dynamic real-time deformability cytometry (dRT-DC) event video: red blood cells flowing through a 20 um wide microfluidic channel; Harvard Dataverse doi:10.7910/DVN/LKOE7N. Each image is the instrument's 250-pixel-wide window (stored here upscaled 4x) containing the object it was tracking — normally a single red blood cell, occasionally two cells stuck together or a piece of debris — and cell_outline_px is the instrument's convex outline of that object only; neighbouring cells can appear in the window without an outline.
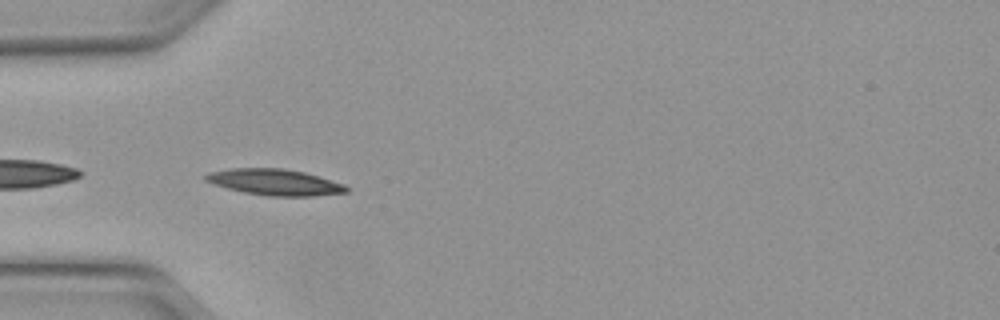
{"species": "Egyptian fruit bat (a non-hibernating species)", "species_latin": "Rousettus aegyptiacus", "temperature_condition": "warm", "stored_images_in_passage": 6, "camera_frame_rate_fps": 3000, "um_per_image_px": 0.085, "animal": {"sex": "female"}, "frame": {"image": 1, "passage_image": 1, "time_ms": 0.0, "image_size_px": [1000, 320], "cell_outline_px": [[348, 192], [312, 196], [268, 196], [244, 192], [228, 188], [204, 180], [204, 176], [208, 172], [232, 168], [284, 168], [304, 172], [344, 184], [348, 188]], "centroid_in_image_um": [23.35, 15.48], "position_along_channel_um": 61.6, "area_um2": 21.27}}
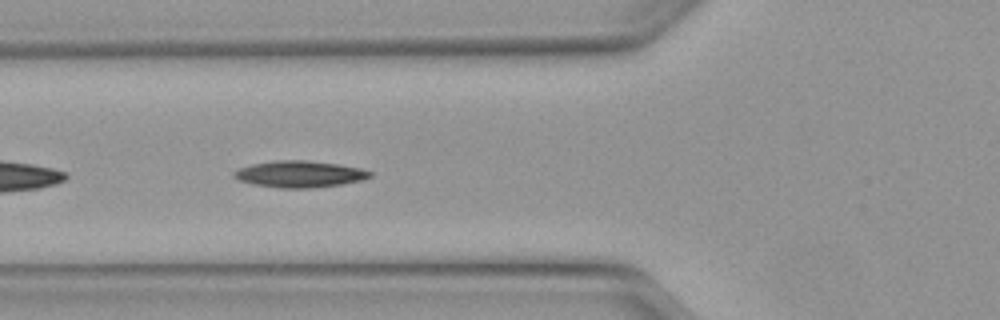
{"frame": {"image": 2, "passage_image": 4, "time_ms": 1.0, "image_size_px": [1000, 320], "cell_outline_px": [[372, 176], [360, 180], [340, 184], [312, 188], [280, 188], [252, 184], [240, 180], [232, 176], [232, 172], [240, 168], [252, 164], [276, 160], [308, 160], [340, 164], [360, 168], [372, 172]], "centroid_in_image_um": [25.45, 14.79], "position_along_channel_um": 100.4, "area_um2": 21.04}}